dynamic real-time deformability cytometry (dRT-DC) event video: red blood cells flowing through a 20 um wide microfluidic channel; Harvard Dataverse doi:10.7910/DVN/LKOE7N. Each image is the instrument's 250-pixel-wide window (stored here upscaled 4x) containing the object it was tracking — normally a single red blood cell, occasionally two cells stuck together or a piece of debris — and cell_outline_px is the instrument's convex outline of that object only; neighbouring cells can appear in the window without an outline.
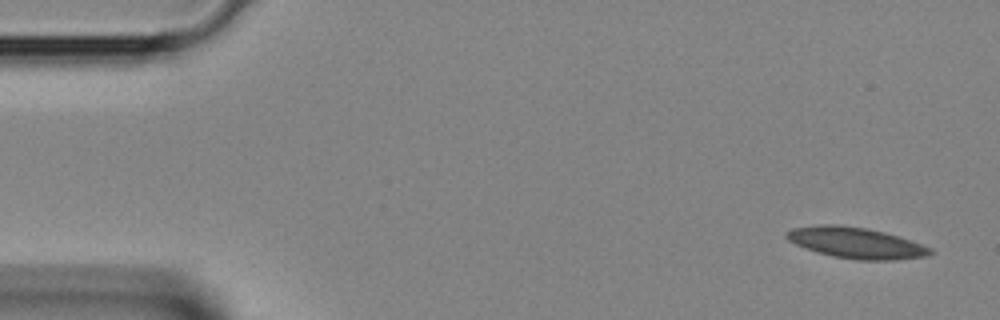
{"species": "Egyptian fruit bat (a non-hibernating species)", "species_latin": "Rousettus aegyptiacus", "temperature_condition": "room temperature", "stored_images_in_passage": 4, "segment_of_instrument_passage": [2, 2], "camera_frame_rate_fps": 3000, "um_per_image_px": 0.085, "animal": {"sex": "female"}, "frame": {"image": 1, "passage_image": 4, "time_ms": 1.0, "image_size_px": [1000, 320], "cell_outline_px": [[932, 252], [924, 256], [896, 260], [856, 260], [832, 256], [796, 244], [788, 240], [784, 236], [792, 228], [820, 224], [840, 224], [864, 228], [884, 232], [900, 236], [932, 248]], "centroid_in_image_um": [72.77, 20.63], "position_along_channel_um": 12.2, "area_um2": 25.72}}